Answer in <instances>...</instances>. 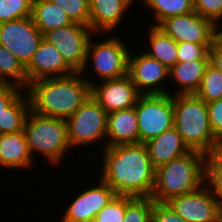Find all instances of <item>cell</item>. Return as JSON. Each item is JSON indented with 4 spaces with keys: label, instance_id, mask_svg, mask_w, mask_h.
<instances>
[{
    "label": "cell",
    "instance_id": "cell-12",
    "mask_svg": "<svg viewBox=\"0 0 222 222\" xmlns=\"http://www.w3.org/2000/svg\"><path fill=\"white\" fill-rule=\"evenodd\" d=\"M157 27L177 43L192 42L202 45H212L215 36L221 31L210 20L195 11L168 17Z\"/></svg>",
    "mask_w": 222,
    "mask_h": 222
},
{
    "label": "cell",
    "instance_id": "cell-34",
    "mask_svg": "<svg viewBox=\"0 0 222 222\" xmlns=\"http://www.w3.org/2000/svg\"><path fill=\"white\" fill-rule=\"evenodd\" d=\"M211 45L195 44L192 42L178 43L177 62L210 60L209 50Z\"/></svg>",
    "mask_w": 222,
    "mask_h": 222
},
{
    "label": "cell",
    "instance_id": "cell-4",
    "mask_svg": "<svg viewBox=\"0 0 222 222\" xmlns=\"http://www.w3.org/2000/svg\"><path fill=\"white\" fill-rule=\"evenodd\" d=\"M174 127L191 150L207 154L222 149L210 126L207 104L196 94L172 95Z\"/></svg>",
    "mask_w": 222,
    "mask_h": 222
},
{
    "label": "cell",
    "instance_id": "cell-20",
    "mask_svg": "<svg viewBox=\"0 0 222 222\" xmlns=\"http://www.w3.org/2000/svg\"><path fill=\"white\" fill-rule=\"evenodd\" d=\"M145 144L149 158L155 168L169 163L171 160L191 151L175 127L166 130Z\"/></svg>",
    "mask_w": 222,
    "mask_h": 222
},
{
    "label": "cell",
    "instance_id": "cell-6",
    "mask_svg": "<svg viewBox=\"0 0 222 222\" xmlns=\"http://www.w3.org/2000/svg\"><path fill=\"white\" fill-rule=\"evenodd\" d=\"M109 36L105 40L98 41V39H95L97 42L92 40L94 35L91 37L87 48L85 64L80 71L85 80L90 72L92 74V70L94 71L93 77H98L99 81L117 79L127 75L130 53L128 44L126 46V42H123L124 40L118 34L117 36L114 35L115 37L110 34Z\"/></svg>",
    "mask_w": 222,
    "mask_h": 222
},
{
    "label": "cell",
    "instance_id": "cell-36",
    "mask_svg": "<svg viewBox=\"0 0 222 222\" xmlns=\"http://www.w3.org/2000/svg\"><path fill=\"white\" fill-rule=\"evenodd\" d=\"M151 222H187L179 216L167 203L153 201Z\"/></svg>",
    "mask_w": 222,
    "mask_h": 222
},
{
    "label": "cell",
    "instance_id": "cell-40",
    "mask_svg": "<svg viewBox=\"0 0 222 222\" xmlns=\"http://www.w3.org/2000/svg\"><path fill=\"white\" fill-rule=\"evenodd\" d=\"M133 5H135L136 4V2H138V0H129ZM143 1L144 0H139V2L140 3H142L143 4ZM134 2H135V4H134Z\"/></svg>",
    "mask_w": 222,
    "mask_h": 222
},
{
    "label": "cell",
    "instance_id": "cell-2",
    "mask_svg": "<svg viewBox=\"0 0 222 222\" xmlns=\"http://www.w3.org/2000/svg\"><path fill=\"white\" fill-rule=\"evenodd\" d=\"M26 92L31 110L36 114L68 119L90 98L91 85L80 72H74L35 80Z\"/></svg>",
    "mask_w": 222,
    "mask_h": 222
},
{
    "label": "cell",
    "instance_id": "cell-7",
    "mask_svg": "<svg viewBox=\"0 0 222 222\" xmlns=\"http://www.w3.org/2000/svg\"><path fill=\"white\" fill-rule=\"evenodd\" d=\"M108 113L90 96V98L68 119V140L74 150L94 143L105 142L107 147ZM106 139V140H105ZM98 141V142H97Z\"/></svg>",
    "mask_w": 222,
    "mask_h": 222
},
{
    "label": "cell",
    "instance_id": "cell-23",
    "mask_svg": "<svg viewBox=\"0 0 222 222\" xmlns=\"http://www.w3.org/2000/svg\"><path fill=\"white\" fill-rule=\"evenodd\" d=\"M31 18L42 34L73 23L65 11L53 4L51 0L33 1Z\"/></svg>",
    "mask_w": 222,
    "mask_h": 222
},
{
    "label": "cell",
    "instance_id": "cell-18",
    "mask_svg": "<svg viewBox=\"0 0 222 222\" xmlns=\"http://www.w3.org/2000/svg\"><path fill=\"white\" fill-rule=\"evenodd\" d=\"M34 164L24 131L0 135V167L28 170Z\"/></svg>",
    "mask_w": 222,
    "mask_h": 222
},
{
    "label": "cell",
    "instance_id": "cell-1",
    "mask_svg": "<svg viewBox=\"0 0 222 222\" xmlns=\"http://www.w3.org/2000/svg\"><path fill=\"white\" fill-rule=\"evenodd\" d=\"M103 151L100 178L117 195L150 197L156 168L153 166L144 143L120 144Z\"/></svg>",
    "mask_w": 222,
    "mask_h": 222
},
{
    "label": "cell",
    "instance_id": "cell-24",
    "mask_svg": "<svg viewBox=\"0 0 222 222\" xmlns=\"http://www.w3.org/2000/svg\"><path fill=\"white\" fill-rule=\"evenodd\" d=\"M30 110L28 94L23 90L0 115V135L24 131Z\"/></svg>",
    "mask_w": 222,
    "mask_h": 222
},
{
    "label": "cell",
    "instance_id": "cell-17",
    "mask_svg": "<svg viewBox=\"0 0 222 222\" xmlns=\"http://www.w3.org/2000/svg\"><path fill=\"white\" fill-rule=\"evenodd\" d=\"M131 6L134 5L129 0H90L89 27L96 33L95 36L115 33L118 26H123L121 22L129 14Z\"/></svg>",
    "mask_w": 222,
    "mask_h": 222
},
{
    "label": "cell",
    "instance_id": "cell-38",
    "mask_svg": "<svg viewBox=\"0 0 222 222\" xmlns=\"http://www.w3.org/2000/svg\"><path fill=\"white\" fill-rule=\"evenodd\" d=\"M210 64L222 72V30L215 36L209 50Z\"/></svg>",
    "mask_w": 222,
    "mask_h": 222
},
{
    "label": "cell",
    "instance_id": "cell-37",
    "mask_svg": "<svg viewBox=\"0 0 222 222\" xmlns=\"http://www.w3.org/2000/svg\"><path fill=\"white\" fill-rule=\"evenodd\" d=\"M22 91L23 89L14 85L0 84V115Z\"/></svg>",
    "mask_w": 222,
    "mask_h": 222
},
{
    "label": "cell",
    "instance_id": "cell-3",
    "mask_svg": "<svg viewBox=\"0 0 222 222\" xmlns=\"http://www.w3.org/2000/svg\"><path fill=\"white\" fill-rule=\"evenodd\" d=\"M207 155L197 150L156 168L155 184L150 195L155 202L198 190L205 184Z\"/></svg>",
    "mask_w": 222,
    "mask_h": 222
},
{
    "label": "cell",
    "instance_id": "cell-10",
    "mask_svg": "<svg viewBox=\"0 0 222 222\" xmlns=\"http://www.w3.org/2000/svg\"><path fill=\"white\" fill-rule=\"evenodd\" d=\"M141 50L138 52L130 51L127 68V75L136 86L138 92L141 95H172L171 89L165 86L169 83V68Z\"/></svg>",
    "mask_w": 222,
    "mask_h": 222
},
{
    "label": "cell",
    "instance_id": "cell-16",
    "mask_svg": "<svg viewBox=\"0 0 222 222\" xmlns=\"http://www.w3.org/2000/svg\"><path fill=\"white\" fill-rule=\"evenodd\" d=\"M28 85L35 80L63 77L74 73L65 63L61 53L43 39L30 63L25 67Z\"/></svg>",
    "mask_w": 222,
    "mask_h": 222
},
{
    "label": "cell",
    "instance_id": "cell-14",
    "mask_svg": "<svg viewBox=\"0 0 222 222\" xmlns=\"http://www.w3.org/2000/svg\"><path fill=\"white\" fill-rule=\"evenodd\" d=\"M75 195L66 206L60 222H93L95 216L117 195L100 177Z\"/></svg>",
    "mask_w": 222,
    "mask_h": 222
},
{
    "label": "cell",
    "instance_id": "cell-9",
    "mask_svg": "<svg viewBox=\"0 0 222 222\" xmlns=\"http://www.w3.org/2000/svg\"><path fill=\"white\" fill-rule=\"evenodd\" d=\"M95 34L89 26L73 22L45 32L43 39L56 47L74 72H80L85 64L89 41Z\"/></svg>",
    "mask_w": 222,
    "mask_h": 222
},
{
    "label": "cell",
    "instance_id": "cell-8",
    "mask_svg": "<svg viewBox=\"0 0 222 222\" xmlns=\"http://www.w3.org/2000/svg\"><path fill=\"white\" fill-rule=\"evenodd\" d=\"M135 110L138 119L139 143L145 144L174 127L171 94L140 95Z\"/></svg>",
    "mask_w": 222,
    "mask_h": 222
},
{
    "label": "cell",
    "instance_id": "cell-35",
    "mask_svg": "<svg viewBox=\"0 0 222 222\" xmlns=\"http://www.w3.org/2000/svg\"><path fill=\"white\" fill-rule=\"evenodd\" d=\"M211 129L216 140L222 145V99L206 103Z\"/></svg>",
    "mask_w": 222,
    "mask_h": 222
},
{
    "label": "cell",
    "instance_id": "cell-11",
    "mask_svg": "<svg viewBox=\"0 0 222 222\" xmlns=\"http://www.w3.org/2000/svg\"><path fill=\"white\" fill-rule=\"evenodd\" d=\"M43 34L31 16L0 24V44L26 67L33 58Z\"/></svg>",
    "mask_w": 222,
    "mask_h": 222
},
{
    "label": "cell",
    "instance_id": "cell-13",
    "mask_svg": "<svg viewBox=\"0 0 222 222\" xmlns=\"http://www.w3.org/2000/svg\"><path fill=\"white\" fill-rule=\"evenodd\" d=\"M86 78L91 85V97L109 114L118 110H125L136 105L141 95L128 75L117 79ZM101 82V84H100Z\"/></svg>",
    "mask_w": 222,
    "mask_h": 222
},
{
    "label": "cell",
    "instance_id": "cell-39",
    "mask_svg": "<svg viewBox=\"0 0 222 222\" xmlns=\"http://www.w3.org/2000/svg\"><path fill=\"white\" fill-rule=\"evenodd\" d=\"M219 222H222V207H220L219 211Z\"/></svg>",
    "mask_w": 222,
    "mask_h": 222
},
{
    "label": "cell",
    "instance_id": "cell-5",
    "mask_svg": "<svg viewBox=\"0 0 222 222\" xmlns=\"http://www.w3.org/2000/svg\"><path fill=\"white\" fill-rule=\"evenodd\" d=\"M30 154L42 155L49 164H61L69 149L66 119L45 117L30 110L24 125ZM40 153V154H39ZM35 154V155H34ZM51 163V164H50Z\"/></svg>",
    "mask_w": 222,
    "mask_h": 222
},
{
    "label": "cell",
    "instance_id": "cell-22",
    "mask_svg": "<svg viewBox=\"0 0 222 222\" xmlns=\"http://www.w3.org/2000/svg\"><path fill=\"white\" fill-rule=\"evenodd\" d=\"M149 27V29H148ZM147 27V42L149 48L143 50L148 56L157 59L167 68L173 67L177 63L178 43L170 36L166 35L157 26L149 24Z\"/></svg>",
    "mask_w": 222,
    "mask_h": 222
},
{
    "label": "cell",
    "instance_id": "cell-31",
    "mask_svg": "<svg viewBox=\"0 0 222 222\" xmlns=\"http://www.w3.org/2000/svg\"><path fill=\"white\" fill-rule=\"evenodd\" d=\"M31 0H0V24L31 16Z\"/></svg>",
    "mask_w": 222,
    "mask_h": 222
},
{
    "label": "cell",
    "instance_id": "cell-32",
    "mask_svg": "<svg viewBox=\"0 0 222 222\" xmlns=\"http://www.w3.org/2000/svg\"><path fill=\"white\" fill-rule=\"evenodd\" d=\"M131 196L116 195L94 218L93 222H123L125 207Z\"/></svg>",
    "mask_w": 222,
    "mask_h": 222
},
{
    "label": "cell",
    "instance_id": "cell-15",
    "mask_svg": "<svg viewBox=\"0 0 222 222\" xmlns=\"http://www.w3.org/2000/svg\"><path fill=\"white\" fill-rule=\"evenodd\" d=\"M166 203L187 222H219L220 204L206 184Z\"/></svg>",
    "mask_w": 222,
    "mask_h": 222
},
{
    "label": "cell",
    "instance_id": "cell-30",
    "mask_svg": "<svg viewBox=\"0 0 222 222\" xmlns=\"http://www.w3.org/2000/svg\"><path fill=\"white\" fill-rule=\"evenodd\" d=\"M151 197H134L125 207L123 222H151Z\"/></svg>",
    "mask_w": 222,
    "mask_h": 222
},
{
    "label": "cell",
    "instance_id": "cell-28",
    "mask_svg": "<svg viewBox=\"0 0 222 222\" xmlns=\"http://www.w3.org/2000/svg\"><path fill=\"white\" fill-rule=\"evenodd\" d=\"M195 94L205 103L222 99V72L209 63Z\"/></svg>",
    "mask_w": 222,
    "mask_h": 222
},
{
    "label": "cell",
    "instance_id": "cell-19",
    "mask_svg": "<svg viewBox=\"0 0 222 222\" xmlns=\"http://www.w3.org/2000/svg\"><path fill=\"white\" fill-rule=\"evenodd\" d=\"M138 143L139 128L135 106L109 113L107 116V147Z\"/></svg>",
    "mask_w": 222,
    "mask_h": 222
},
{
    "label": "cell",
    "instance_id": "cell-26",
    "mask_svg": "<svg viewBox=\"0 0 222 222\" xmlns=\"http://www.w3.org/2000/svg\"><path fill=\"white\" fill-rule=\"evenodd\" d=\"M153 12L152 26H158L164 19L171 16L184 15L194 12L193 0H144L141 5Z\"/></svg>",
    "mask_w": 222,
    "mask_h": 222
},
{
    "label": "cell",
    "instance_id": "cell-29",
    "mask_svg": "<svg viewBox=\"0 0 222 222\" xmlns=\"http://www.w3.org/2000/svg\"><path fill=\"white\" fill-rule=\"evenodd\" d=\"M72 22L89 26L90 0H51Z\"/></svg>",
    "mask_w": 222,
    "mask_h": 222
},
{
    "label": "cell",
    "instance_id": "cell-25",
    "mask_svg": "<svg viewBox=\"0 0 222 222\" xmlns=\"http://www.w3.org/2000/svg\"><path fill=\"white\" fill-rule=\"evenodd\" d=\"M0 84L17 86L27 90L28 80L23 64L0 44Z\"/></svg>",
    "mask_w": 222,
    "mask_h": 222
},
{
    "label": "cell",
    "instance_id": "cell-27",
    "mask_svg": "<svg viewBox=\"0 0 222 222\" xmlns=\"http://www.w3.org/2000/svg\"><path fill=\"white\" fill-rule=\"evenodd\" d=\"M205 184L222 207V149L207 154Z\"/></svg>",
    "mask_w": 222,
    "mask_h": 222
},
{
    "label": "cell",
    "instance_id": "cell-33",
    "mask_svg": "<svg viewBox=\"0 0 222 222\" xmlns=\"http://www.w3.org/2000/svg\"><path fill=\"white\" fill-rule=\"evenodd\" d=\"M193 2L197 14L210 20L222 30V26L220 27V24H222V0H193Z\"/></svg>",
    "mask_w": 222,
    "mask_h": 222
},
{
    "label": "cell",
    "instance_id": "cell-21",
    "mask_svg": "<svg viewBox=\"0 0 222 222\" xmlns=\"http://www.w3.org/2000/svg\"><path fill=\"white\" fill-rule=\"evenodd\" d=\"M210 60H194L177 62L169 69V78L173 81L170 83L178 86L174 94H195L200 86L205 74V70L209 65Z\"/></svg>",
    "mask_w": 222,
    "mask_h": 222
}]
</instances>
